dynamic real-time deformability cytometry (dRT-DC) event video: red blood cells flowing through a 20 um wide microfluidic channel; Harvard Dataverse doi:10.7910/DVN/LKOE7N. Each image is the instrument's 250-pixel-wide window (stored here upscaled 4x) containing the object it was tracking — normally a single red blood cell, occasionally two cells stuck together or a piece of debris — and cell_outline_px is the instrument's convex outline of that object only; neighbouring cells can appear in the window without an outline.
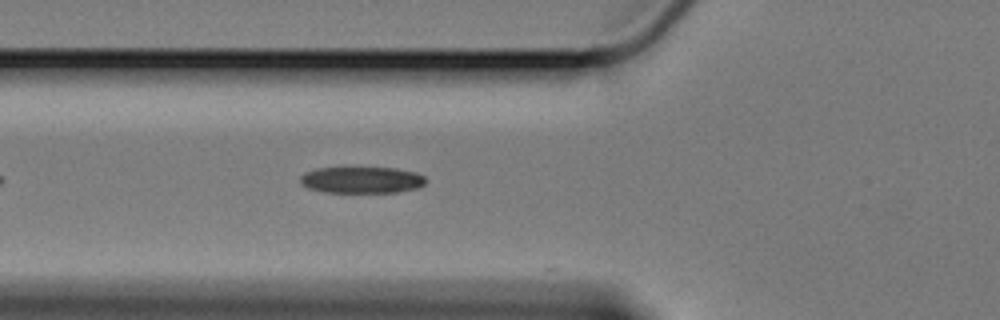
{"species": "Egyptian fruit bat (a non-hibernating species)", "species_latin": "Rousettus aegyptiacus", "temperature_condition": "cold", "stored_images_in_passage": 17, "camera_frame_rate_fps": 3000, "um_per_image_px": 0.085, "animal": {"sex": "female"}, "frame": {"image": 1, "passage_image": 9, "time_ms": 2.667, "image_size_px": [1000, 320], "cell_outline_px": [[424, 184], [416, 188], [396, 192], [324, 192], [308, 188], [300, 180], [300, 176], [304, 172], [316, 168], [396, 168], [416, 172], [424, 176]], "centroid_in_image_um": [30.73, 15.29], "position_along_channel_um": 95.1, "area_um2": 19.19}}
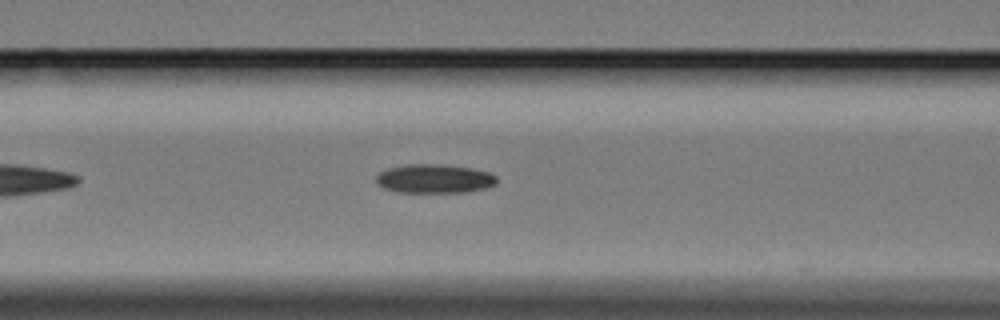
{"frame": {"image": 2, "passage_image": 12, "time_ms": 3.667, "image_size_px": [1000, 320], "cell_outline_px": [[496, 184], [484, 188], [468, 192], [400, 192], [384, 188], [376, 180], [376, 176], [380, 172], [388, 168], [408, 164], [440, 164], [472, 168], [488, 172], [496, 176]], "centroid_in_image_um": [36.93, 15.18], "position_along_channel_um": 129.7, "area_um2": 20.17}}
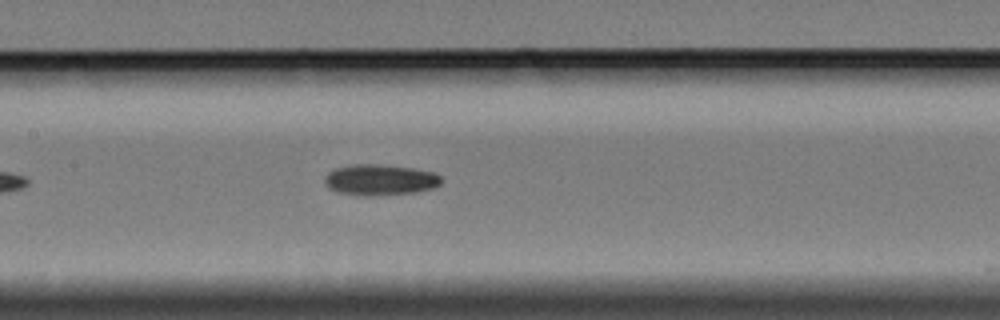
{"frame": {"image": 3, "passage_image": 16, "time_ms": 5.0, "image_size_px": [1000, 320], "cell_outline_px": [[440, 184], [432, 188], [416, 192], [368, 196], [356, 196], [340, 192], [328, 188], [324, 184], [324, 180], [328, 172], [336, 168], [352, 164], [376, 164], [412, 168], [432, 172], [440, 176]], "centroid_in_image_um": [32.25, 15.29], "position_along_channel_um": 175.1, "area_um2": 20.92}}